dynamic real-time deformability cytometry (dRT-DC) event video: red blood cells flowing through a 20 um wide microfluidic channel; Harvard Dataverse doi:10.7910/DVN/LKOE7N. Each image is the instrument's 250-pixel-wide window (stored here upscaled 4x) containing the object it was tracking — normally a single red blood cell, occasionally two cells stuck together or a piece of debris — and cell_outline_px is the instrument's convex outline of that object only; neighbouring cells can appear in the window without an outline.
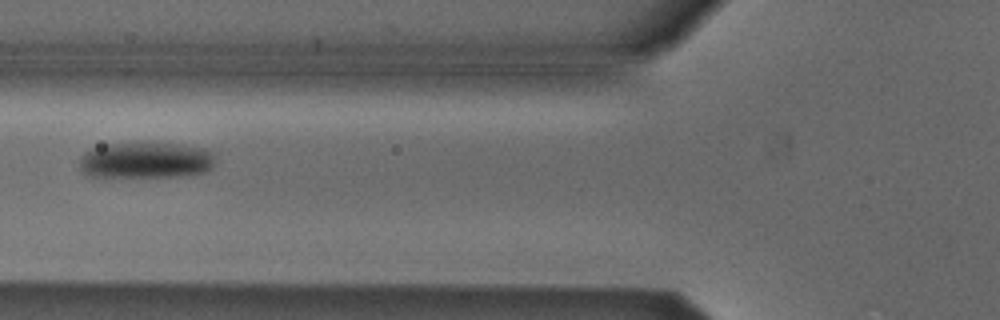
{"species": "Egyptian fruit bat (a non-hibernating species)", "species_latin": "Rousettus aegyptiacus", "temperature_condition": "cold", "stored_images_in_passage": 6, "camera_frame_rate_fps": 3000, "um_per_image_px": 0.085, "animal": {"sex": "male"}, "frame": {"image": 1, "passage_image": 6, "time_ms": 1.667, "image_size_px": [1000, 320], "cell_outline_px": [[216, 160], [212, 168], [204, 172], [180, 176], [88, 176], [80, 168], [80, 156], [88, 148], [104, 144], [180, 144], [204, 148], [216, 152]], "centroid_in_image_um": [12.42, 13.61], "position_along_channel_um": 113.4, "area_um2": 28.61}}